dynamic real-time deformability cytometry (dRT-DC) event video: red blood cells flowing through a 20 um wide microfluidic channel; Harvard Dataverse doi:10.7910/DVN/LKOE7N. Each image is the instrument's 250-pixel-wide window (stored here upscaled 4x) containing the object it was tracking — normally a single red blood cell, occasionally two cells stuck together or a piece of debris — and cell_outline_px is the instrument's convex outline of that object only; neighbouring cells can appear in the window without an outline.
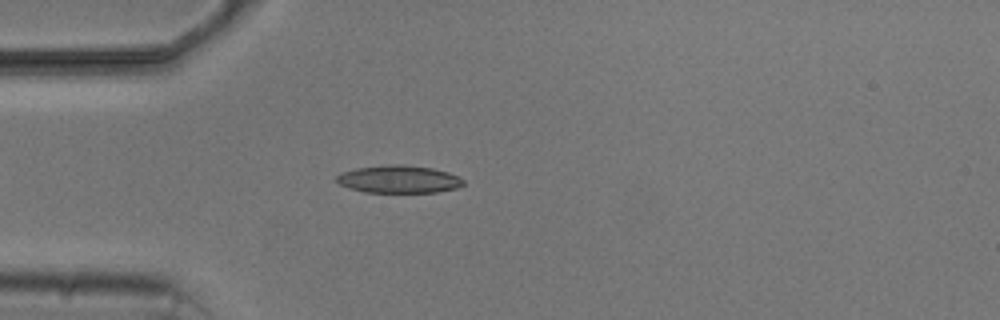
{"species": "common noctule bat (a hibernating species)", "species_latin": "Nyctalus noctula", "temperature_condition": "cold", "stored_images_in_passage": 4, "camera_frame_rate_fps": 3000, "um_per_image_px": 0.085, "animal": {"sex": "male", "body_mass_g": 20.5, "forearm_length_mm": 52.5}, "frame": {"image": 1, "passage_image": 4, "time_ms": 3.333, "image_size_px": [1000, 320], "cell_outline_px": [[464, 184], [456, 188], [436, 192], [364, 192], [348, 188], [340, 184], [336, 180], [336, 176], [340, 172], [356, 168], [392, 164], [404, 164], [432, 168], [448, 172], [464, 180]], "centroid_in_image_um": [33.87, 15.23], "position_along_channel_um": 51.1, "area_um2": 20.4}}